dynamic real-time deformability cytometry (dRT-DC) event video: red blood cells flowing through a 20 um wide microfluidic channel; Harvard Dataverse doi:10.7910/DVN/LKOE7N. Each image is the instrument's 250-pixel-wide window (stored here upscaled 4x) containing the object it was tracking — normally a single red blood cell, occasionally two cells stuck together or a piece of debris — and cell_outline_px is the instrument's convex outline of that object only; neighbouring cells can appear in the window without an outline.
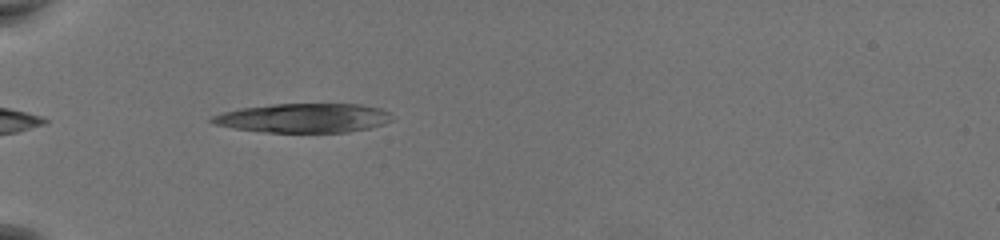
{"species": "common noctule bat (a hibernating species)", "species_latin": "Nyctalus noctula", "temperature_condition": "warm", "stored_images_in_passage": 34, "camera_frame_rate_fps": 3000, "um_per_image_px": 0.085, "animal": {"sex": "female", "body_mass_g": 19.5, "forearm_length_mm": 54.1}, "frame": {"image": 1, "passage_image": 1, "time_ms": 0.0, "image_size_px": [1000, 240], "cell_outline_px": [[392, 120], [384, 124], [368, 128], [348, 132], [264, 132], [236, 128], [216, 124], [208, 120], [212, 116], [224, 112], [240, 108], [272, 104], [360, 104], [380, 108], [388, 112]], "centroid_in_image_um": [25.82, 10.02], "position_along_channel_um": 59.2, "area_um2": 30.4}}
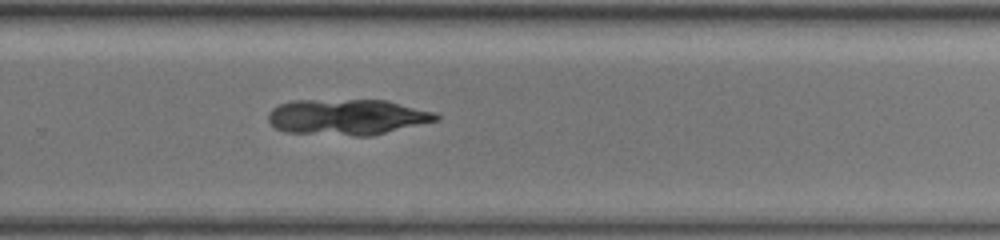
{"frame": {"image": 2, "passage_image": 22, "time_ms": 7.0, "image_size_px": [1000, 240], "cell_outline_px": [[440, 120], [372, 136], [356, 136], [288, 132], [276, 128], [268, 120], [268, 112], [272, 108], [280, 104], [292, 100], [388, 100], [436, 112], [440, 116]], "centroid_in_image_um": [29.56, 9.94], "position_along_channel_um": 300.2, "area_um2": 35.32}}
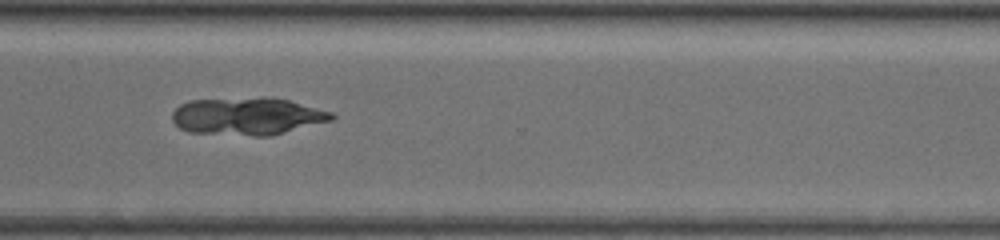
{"frame": {"image": 3, "passage_image": 26, "time_ms": 8.333, "image_size_px": [1000, 240], "cell_outline_px": [[336, 116], [332, 120], [272, 136], [256, 136], [188, 132], [180, 128], [172, 120], [172, 112], [180, 104], [188, 100], [264, 96], [272, 96], [288, 100], [332, 112]], "centroid_in_image_um": [21.02, 9.86], "position_along_channel_um": 349.6, "area_um2": 35.32}}